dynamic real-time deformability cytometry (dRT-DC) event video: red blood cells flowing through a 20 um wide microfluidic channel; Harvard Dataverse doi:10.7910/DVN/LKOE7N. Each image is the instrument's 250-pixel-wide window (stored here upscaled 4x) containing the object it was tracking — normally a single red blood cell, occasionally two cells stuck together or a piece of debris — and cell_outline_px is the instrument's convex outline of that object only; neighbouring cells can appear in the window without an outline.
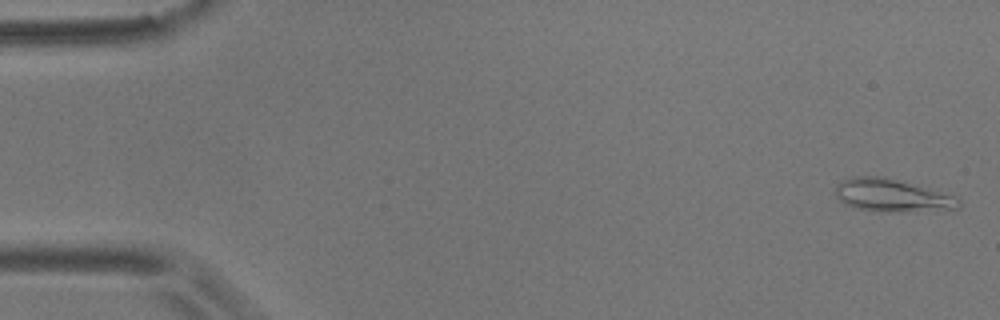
{"species": "common noctule bat (a hibernating species)", "species_latin": "Nyctalus noctula", "temperature_condition": "room temperature", "stored_images_in_passage": 4, "camera_frame_rate_fps": 3000, "um_per_image_px": 0.085, "animal": {"sex": "male", "body_mass_g": 17.9}, "frame": {"image": 1, "passage_image": 1, "time_ms": 0.0, "image_size_px": [1000, 320], "cell_outline_px": [[960, 208], [900, 212], [876, 212], [844, 204], [836, 196], [836, 184], [852, 176], [884, 176], [960, 196]], "centroid_in_image_um": [75.86, 16.61], "position_along_channel_um": 9.1, "area_um2": 23.81}}